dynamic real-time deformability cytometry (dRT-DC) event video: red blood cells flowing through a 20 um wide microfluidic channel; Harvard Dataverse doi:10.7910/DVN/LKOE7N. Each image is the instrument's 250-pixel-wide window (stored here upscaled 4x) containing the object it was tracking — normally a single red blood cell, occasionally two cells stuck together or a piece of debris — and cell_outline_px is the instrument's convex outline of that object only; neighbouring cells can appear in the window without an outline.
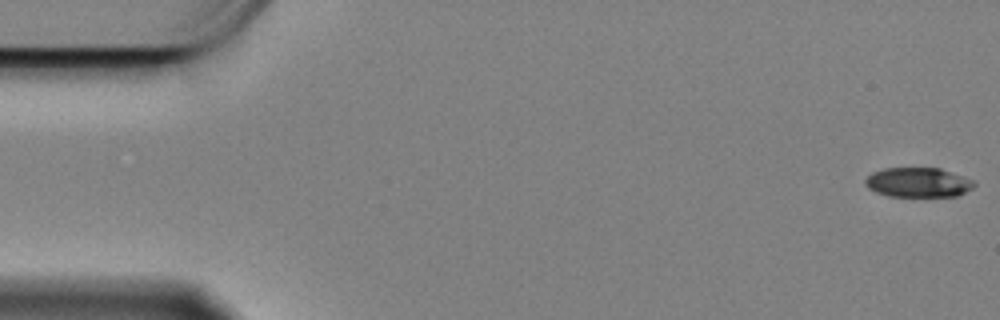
{"species": "Egyptian fruit bat (a non-hibernating species)", "species_latin": "Rousettus aegyptiacus", "temperature_condition": "cold", "stored_images_in_passage": 14, "camera_frame_rate_fps": 3000, "um_per_image_px": 0.085, "animal": {"sex": "female"}, "frame": {"image": 1, "passage_image": 1, "time_ms": 0.0, "image_size_px": [1000, 320], "cell_outline_px": [[976, 184], [972, 188], [956, 196], [888, 196], [876, 192], [868, 188], [864, 184], [864, 180], [872, 172], [884, 168], [940, 168], [972, 180]], "centroid_in_image_um": [77.99, 15.5], "position_along_channel_um": 7.0, "area_um2": 18.67}}